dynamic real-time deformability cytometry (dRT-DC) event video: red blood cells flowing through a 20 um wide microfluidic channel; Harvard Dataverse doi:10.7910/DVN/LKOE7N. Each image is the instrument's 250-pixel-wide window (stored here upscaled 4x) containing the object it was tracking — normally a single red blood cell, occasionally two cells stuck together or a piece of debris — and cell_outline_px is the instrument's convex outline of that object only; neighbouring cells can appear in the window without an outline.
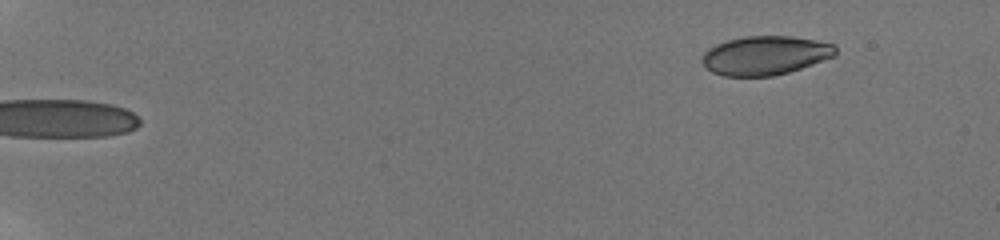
{"species": "human", "species_latin": "Homo sapiens", "temperature_condition": "room temperature", "stored_images_in_passage": 18, "segment_of_instrument_passage": [2, 2], "camera_frame_rate_fps": 3000, "um_per_image_px": 0.085, "donor": {"sex": "male"}, "frame": {"image": 1, "passage_image": 18, "time_ms": 8.333, "image_size_px": [1000, 240], "cell_outline_px": [[836, 56], [788, 72], [772, 76], [724, 76], [712, 72], [704, 68], [700, 60], [704, 52], [708, 48], [716, 44], [728, 40], [744, 36], [792, 36], [816, 40], [836, 44]], "centroid_in_image_um": [65.02, 4.71], "position_along_channel_um": 20.0, "area_um2": 30.52}}